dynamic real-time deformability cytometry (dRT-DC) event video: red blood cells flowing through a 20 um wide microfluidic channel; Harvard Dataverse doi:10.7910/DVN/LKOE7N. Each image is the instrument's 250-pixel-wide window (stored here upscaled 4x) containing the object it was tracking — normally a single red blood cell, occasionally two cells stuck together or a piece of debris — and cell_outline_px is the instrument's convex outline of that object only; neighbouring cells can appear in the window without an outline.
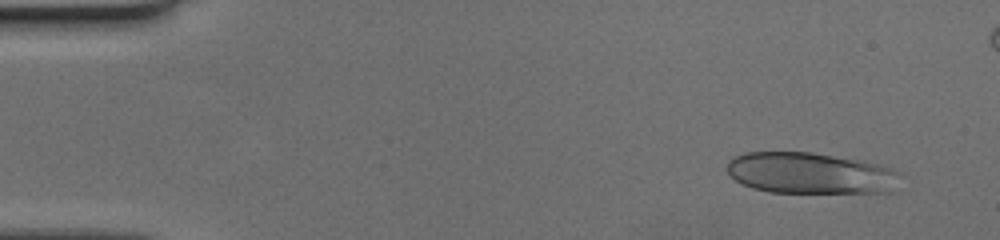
{"species": "human", "species_latin": "Homo sapiens", "temperature_condition": "cold", "stored_images_in_passage": 51, "camera_frame_rate_fps": 3000, "um_per_image_px": 0.085, "donor": {"sex": "female"}, "frame": {"image": 1, "passage_image": 4, "time_ms": 1.0, "image_size_px": [1000, 240], "cell_outline_px": [[896, 172], [892, 192], [768, 192], [752, 188], [736, 180], [724, 168], [728, 160], [732, 156], [744, 152], [812, 152], [880, 164], [892, 168]], "centroid_in_image_um": [68.76, 14.7], "position_along_channel_um": 16.2, "area_um2": 41.33}}
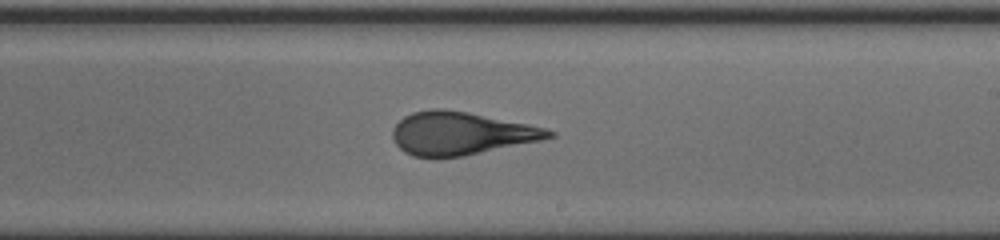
{"frame": {"image": 2, "passage_image": 30, "time_ms": 9.667, "image_size_px": [1000, 240], "cell_outline_px": [[556, 136], [540, 140], [464, 156], [412, 156], [404, 152], [396, 144], [392, 136], [392, 128], [404, 116], [412, 112], [432, 108], [444, 108], [468, 112], [528, 124], [544, 128], [556, 132]], "centroid_in_image_um": [39.15, 11.32], "position_along_channel_um": 249.9, "area_um2": 38.84}}
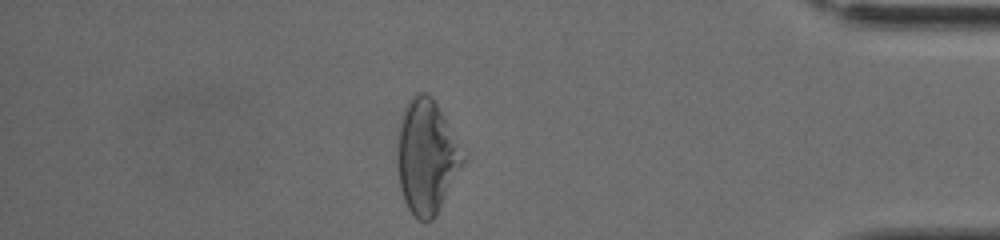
{"frame": {"image": 3, "passage_image": 44, "time_ms": 14.333, "image_size_px": [1000, 240], "cell_outline_px": [[464, 160], [432, 220], [420, 220], [408, 208], [404, 200], [400, 188], [400, 124], [408, 100], [416, 92], [428, 92], [432, 96]], "centroid_in_image_um": [36.23, 13.31], "position_along_channel_um": 399.0, "area_um2": 40.75}}